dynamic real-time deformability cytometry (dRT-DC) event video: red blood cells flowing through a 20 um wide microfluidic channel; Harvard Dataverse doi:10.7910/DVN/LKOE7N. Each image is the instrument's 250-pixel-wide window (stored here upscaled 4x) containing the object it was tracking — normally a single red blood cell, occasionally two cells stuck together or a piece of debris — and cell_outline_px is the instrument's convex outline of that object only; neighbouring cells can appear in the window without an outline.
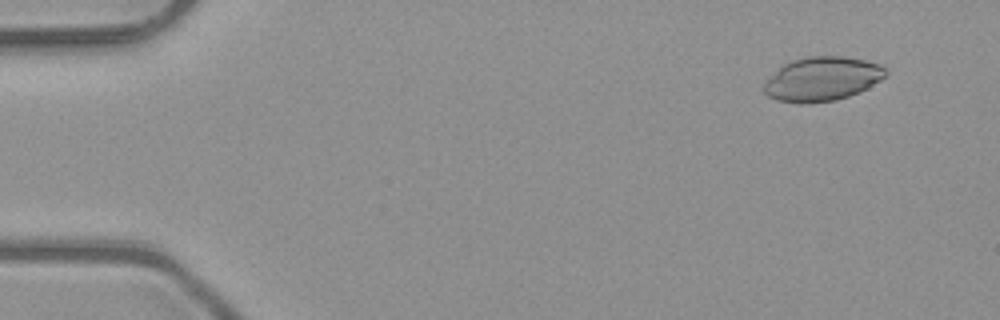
{"species": "common noctule bat (a hibernating species)", "species_latin": "Nyctalus noctula", "temperature_condition": "room temperature", "stored_images_in_passage": 5, "camera_frame_rate_fps": 3000, "um_per_image_px": 0.085, "animal": {"sex": "male", "body_mass_g": 23.1, "forearm_length_mm": 52.7}, "frame": {"image": 1, "passage_image": 1, "time_ms": 0.0, "image_size_px": [1000, 320], "cell_outline_px": [[888, 72], [880, 80], [868, 88], [848, 96], [836, 100], [808, 104], [800, 104], [776, 100], [768, 96], [764, 92], [764, 84], [784, 64], [792, 60], [808, 56], [844, 56], [864, 60], [880, 64]], "centroid_in_image_um": [69.89, 6.72], "position_along_channel_um": 15.1, "area_um2": 31.15}}